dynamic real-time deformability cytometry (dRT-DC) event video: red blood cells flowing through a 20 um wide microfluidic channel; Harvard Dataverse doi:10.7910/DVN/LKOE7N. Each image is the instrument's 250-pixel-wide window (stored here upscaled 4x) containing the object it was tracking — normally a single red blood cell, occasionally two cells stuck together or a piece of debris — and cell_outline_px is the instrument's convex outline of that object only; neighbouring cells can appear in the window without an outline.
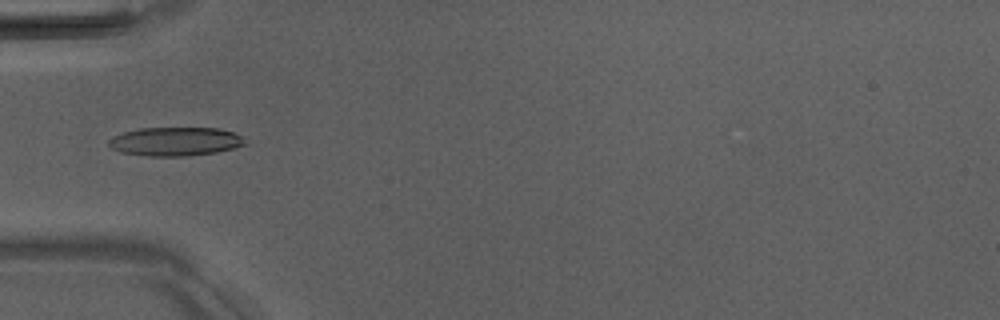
{"species": "Egyptian fruit bat (a non-hibernating species)", "species_latin": "Rousettus aegyptiacus", "temperature_condition": "room temperature", "stored_images_in_passage": 5, "camera_frame_rate_fps": 3000, "um_per_image_px": 0.085, "animal": {"sex": "male"}, "frame": {"image": 1, "passage_image": 4, "time_ms": 3.667, "image_size_px": [1000, 320], "cell_outline_px": [[248, 144], [216, 152], [188, 156], [148, 156], [120, 152], [112, 148], [108, 144], [108, 140], [124, 132], [140, 128], [220, 128], [232, 132], [240, 136]], "centroid_in_image_um": [14.9, 12.03], "position_along_channel_um": 70.1, "area_um2": 22.66}}